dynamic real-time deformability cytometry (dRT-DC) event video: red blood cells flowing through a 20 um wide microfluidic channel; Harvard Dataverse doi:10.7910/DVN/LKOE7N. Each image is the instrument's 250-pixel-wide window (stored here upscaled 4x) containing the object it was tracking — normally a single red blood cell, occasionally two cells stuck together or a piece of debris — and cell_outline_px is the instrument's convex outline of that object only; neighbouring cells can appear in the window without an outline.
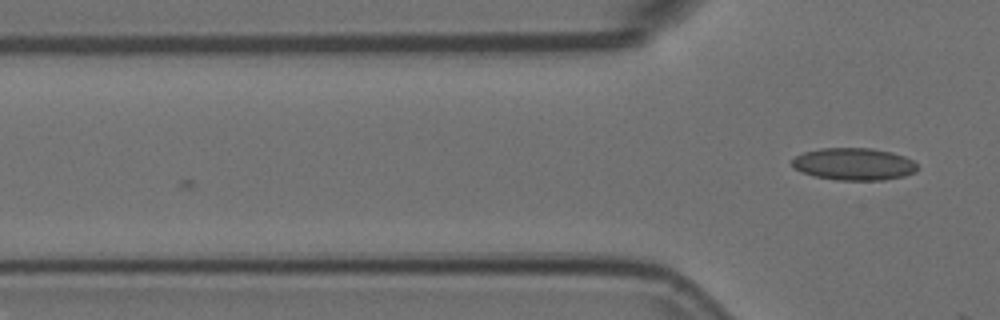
{"species": "Egyptian fruit bat (a non-hibernating species)", "species_latin": "Rousettus aegyptiacus", "temperature_condition": "room temperature", "stored_images_in_passage": 18, "camera_frame_rate_fps": 3000, "um_per_image_px": 0.085, "animal": {"sex": "female"}, "frame": {"image": 1, "passage_image": 18, "time_ms": 5.667, "image_size_px": [1000, 320], "cell_outline_px": [[920, 168], [904, 176], [884, 180], [836, 180], [812, 176], [800, 172], [792, 168], [792, 160], [796, 156], [804, 152], [820, 148], [872, 148], [892, 152], [904, 156], [912, 160]], "centroid_in_image_um": [72.55, 13.95], "position_along_channel_um": 53.3, "area_um2": 23.76}}